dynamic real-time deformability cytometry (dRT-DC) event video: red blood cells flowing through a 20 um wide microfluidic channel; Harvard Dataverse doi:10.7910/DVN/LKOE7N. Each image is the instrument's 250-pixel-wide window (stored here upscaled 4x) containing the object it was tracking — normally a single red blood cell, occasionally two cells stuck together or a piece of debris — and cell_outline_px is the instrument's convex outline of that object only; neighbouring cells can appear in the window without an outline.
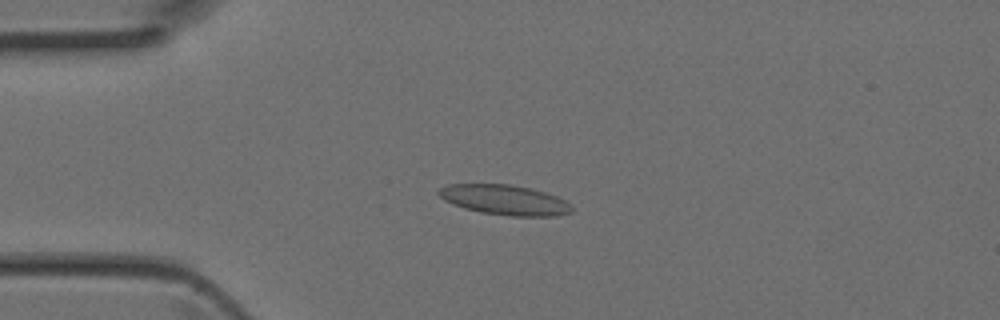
{"species": "Egyptian fruit bat (a non-hibernating species)", "species_latin": "Rousettus aegyptiacus", "temperature_condition": "room temperature", "stored_images_in_passage": 16, "camera_frame_rate_fps": 3000, "um_per_image_px": 0.085, "animal": {"sex": "female"}, "frame": {"image": 1, "passage_image": 11, "time_ms": 3.333, "image_size_px": [1000, 320], "cell_outline_px": [[572, 212], [556, 216], [508, 216], [480, 212], [464, 208], [452, 204], [444, 200], [436, 192], [440, 188], [448, 184], [508, 184], [528, 188], [544, 192], [556, 196], [564, 200], [572, 208]], "centroid_in_image_um": [42.86, 17.0], "position_along_channel_um": 42.1, "area_um2": 23.18}}
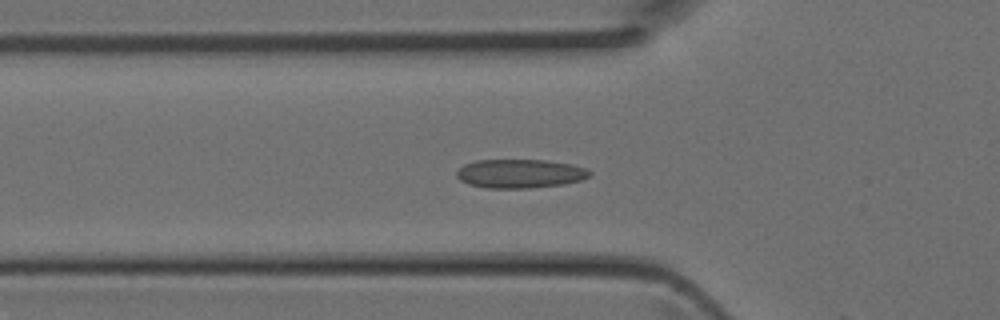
{"frame": {"image": 2, "passage_image": 15, "time_ms": 4.667, "image_size_px": [1000, 320], "cell_outline_px": [[592, 176], [580, 180], [564, 184], [528, 188], [488, 188], [468, 184], [460, 180], [456, 176], [456, 172], [464, 164], [476, 160], [544, 160], [572, 164], [584, 168], [592, 172]], "centroid_in_image_um": [44.2, 14.75], "position_along_channel_um": 81.6, "area_um2": 22.37}}